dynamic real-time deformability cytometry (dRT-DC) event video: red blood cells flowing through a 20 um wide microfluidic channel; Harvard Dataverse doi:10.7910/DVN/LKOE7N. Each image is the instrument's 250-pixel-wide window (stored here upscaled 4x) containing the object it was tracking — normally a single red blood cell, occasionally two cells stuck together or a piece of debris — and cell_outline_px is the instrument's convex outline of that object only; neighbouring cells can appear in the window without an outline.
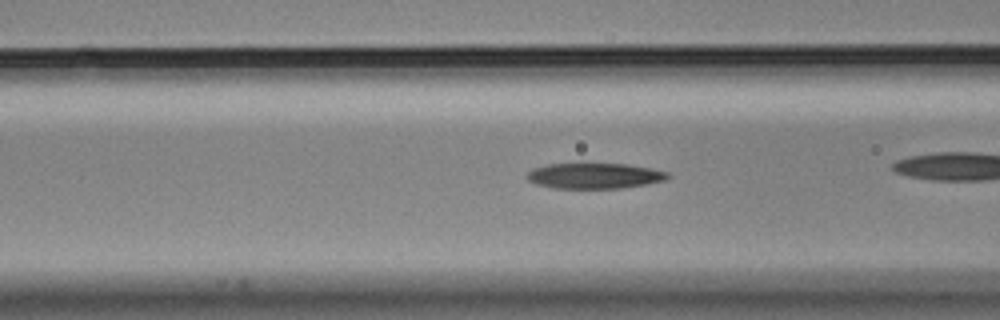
{"species": "Egyptian fruit bat (a non-hibernating species)", "species_latin": "Rousettus aegyptiacus", "temperature_condition": "cold", "stored_images_in_passage": 33, "camera_frame_rate_fps": 3000, "um_per_image_px": 0.085, "animal": {"sex": "male"}, "frame": {"image": 1, "passage_image": 10, "time_ms": 3.0, "image_size_px": [1000, 320], "cell_outline_px": [[672, 176], [664, 180], [644, 184], [620, 188], [556, 188], [536, 184], [528, 180], [524, 176], [532, 168], [548, 164], [628, 164], [668, 172]], "centroid_in_image_um": [50.49, 14.94], "position_along_channel_um": 116.1, "area_um2": 20.81}}
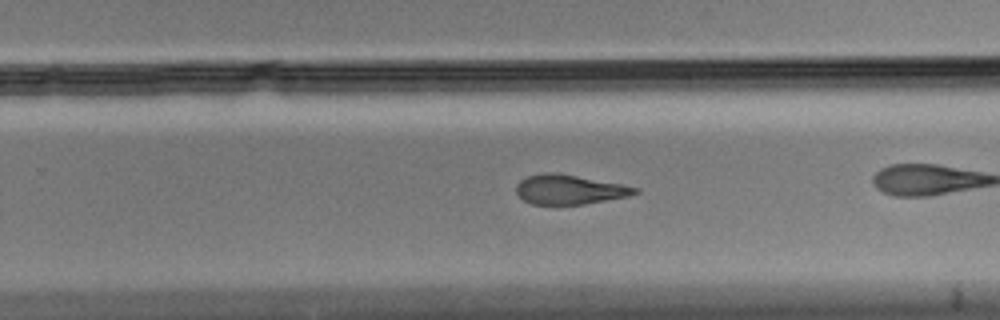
{"frame": {"image": 2, "passage_image": 24, "time_ms": 7.667, "image_size_px": [1000, 320], "cell_outline_px": [[640, 192], [628, 196], [584, 204], [532, 204], [524, 200], [516, 192], [516, 184], [520, 180], [528, 176], [544, 172], [552, 172], [576, 176], [620, 184], [640, 188]], "centroid_in_image_um": [48.38, 16.11], "position_along_channel_um": 281.4, "area_um2": 20.17}}